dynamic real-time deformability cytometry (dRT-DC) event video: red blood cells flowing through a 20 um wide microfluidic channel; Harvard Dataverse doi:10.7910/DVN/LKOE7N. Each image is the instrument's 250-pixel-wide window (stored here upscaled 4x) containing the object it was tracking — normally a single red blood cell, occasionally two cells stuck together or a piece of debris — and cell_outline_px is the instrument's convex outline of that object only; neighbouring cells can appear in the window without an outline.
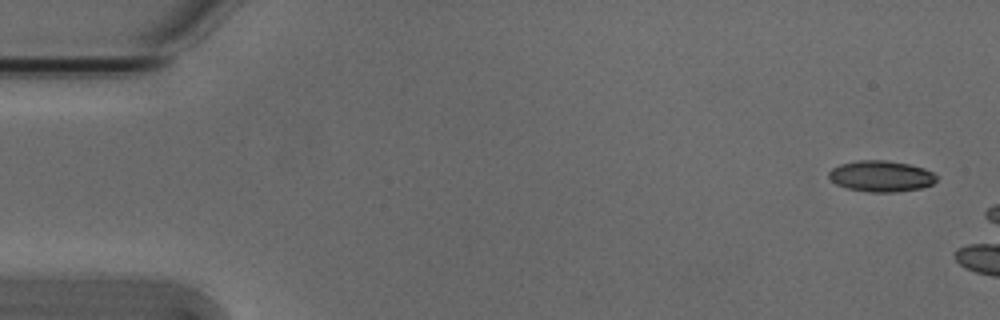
{"species": "Egyptian fruit bat (a non-hibernating species)", "species_latin": "Rousettus aegyptiacus", "temperature_condition": "cold", "stored_images_in_passage": 4, "camera_frame_rate_fps": 3000, "um_per_image_px": 0.085, "animal": {"sex": "male"}, "frame": {"image": 1, "passage_image": 1, "time_ms": 0.0, "image_size_px": [1000, 320], "cell_outline_px": [[936, 180], [932, 184], [920, 188], [896, 192], [868, 192], [848, 188], [836, 184], [828, 176], [828, 172], [832, 168], [840, 164], [860, 160], [888, 160], [908, 164], [924, 168], [932, 172], [936, 176]], "centroid_in_image_um": [74.88, 14.97], "position_along_channel_um": 10.1, "area_um2": 19.42}}